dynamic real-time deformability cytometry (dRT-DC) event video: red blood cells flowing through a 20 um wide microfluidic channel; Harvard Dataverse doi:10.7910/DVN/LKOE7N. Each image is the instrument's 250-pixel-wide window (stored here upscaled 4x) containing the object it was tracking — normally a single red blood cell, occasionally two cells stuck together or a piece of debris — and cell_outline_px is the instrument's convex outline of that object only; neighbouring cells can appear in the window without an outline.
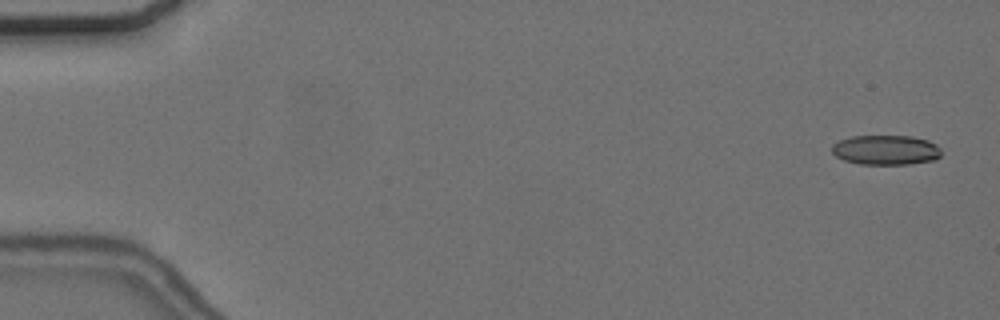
{"species": "common noctule bat (a hibernating species)", "species_latin": "Nyctalus noctula", "temperature_condition": "cold", "stored_images_in_passage": 57, "camera_frame_rate_fps": 3000, "um_per_image_px": 0.085, "animal": {"sex": "female", "body_mass_g": 24.6, "forearm_length_mm": 56.2}, "frame": {"image": 1, "passage_image": 3, "time_ms": 0.667, "image_size_px": [1000, 320], "cell_outline_px": [[940, 156], [936, 160], [908, 164], [860, 164], [844, 160], [836, 156], [832, 152], [832, 144], [840, 140], [852, 136], [912, 136], [928, 140], [936, 144], [940, 148]], "centroid_in_image_um": [75.31, 12.75], "position_along_channel_um": 9.7, "area_um2": 19.02}}
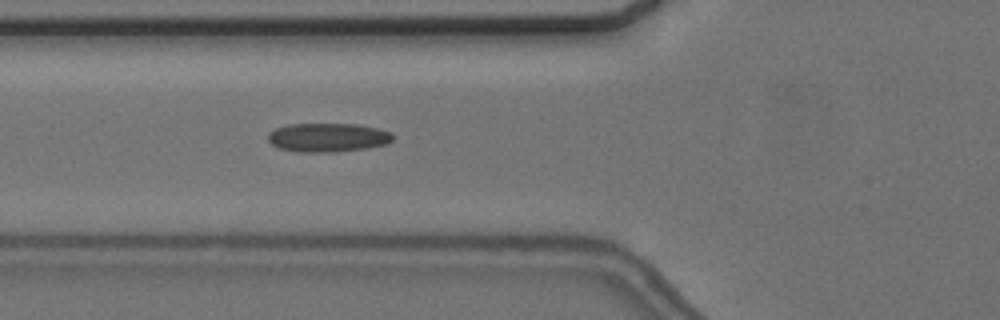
{"frame": {"image": 2, "passage_image": 22, "time_ms": 7.0, "image_size_px": [1000, 320], "cell_outline_px": [[392, 140], [388, 144], [368, 148], [336, 152], [304, 152], [280, 148], [272, 144], [268, 140], [268, 132], [276, 128], [288, 124], [356, 124], [380, 128], [392, 132]], "centroid_in_image_um": [27.9, 11.68], "position_along_channel_um": 97.9, "area_um2": 21.1}}
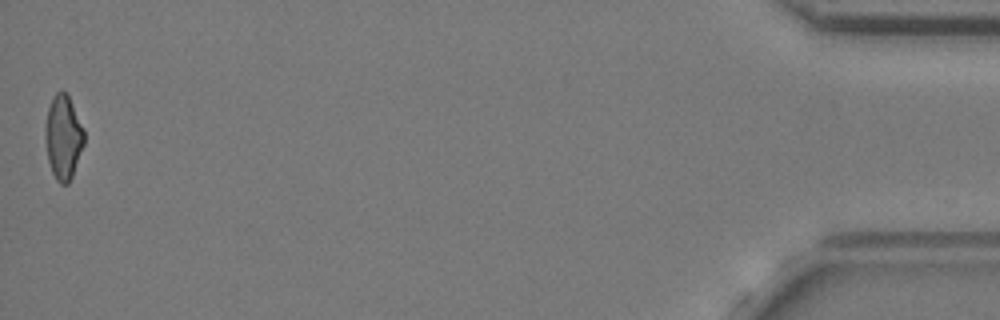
{"frame": {"image": 3, "passage_image": 57, "time_ms": 18.667, "image_size_px": [1000, 320], "cell_outline_px": [[84, 144], [72, 176], [68, 184], [60, 184], [56, 180], [52, 172], [48, 160], [44, 140], [44, 132], [48, 108], [52, 96], [60, 88], [68, 92], [84, 128]], "centroid_in_image_um": [5.37, 11.6], "position_along_channel_um": 429.8, "area_um2": 19.54}, "authors_computed_cell_mechanics": {"area_um2": 19.9988, "velocity_mm_per_s": 3.6554, "shape_relaxation_time_tau1_ms": null, "shape_relaxation_time_tau2_ms": 4.2669, "deformation_change_tau1": null, "deformation_change_tau2": 0.1333}}